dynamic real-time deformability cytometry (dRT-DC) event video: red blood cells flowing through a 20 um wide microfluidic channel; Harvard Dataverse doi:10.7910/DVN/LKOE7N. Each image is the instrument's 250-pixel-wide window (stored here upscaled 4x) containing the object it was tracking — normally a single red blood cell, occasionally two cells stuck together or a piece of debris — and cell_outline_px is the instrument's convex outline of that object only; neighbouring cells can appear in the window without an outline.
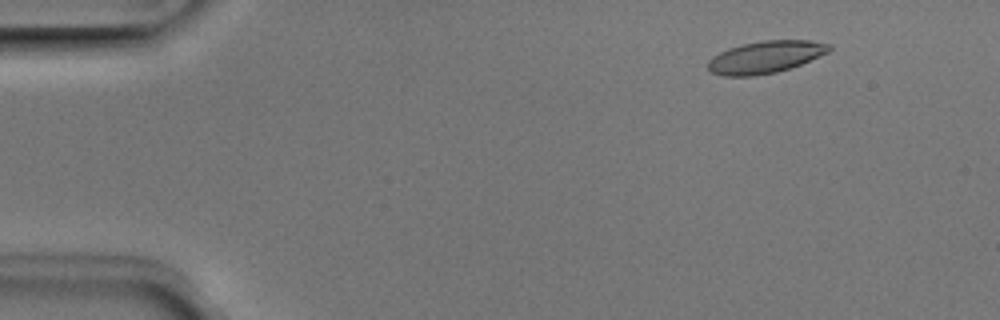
{"species": "Egyptian fruit bat (a non-hibernating species)", "species_latin": "Rousettus aegyptiacus", "temperature_condition": "room temperature", "stored_images_in_passage": 7, "camera_frame_rate_fps": 3000, "um_per_image_px": 0.085, "animal": {"sex": "male"}, "frame": {"image": 1, "passage_image": 2, "time_ms": 0.333, "image_size_px": [1000, 320], "cell_outline_px": [[832, 48], [828, 52], [800, 64], [776, 72], [752, 76], [724, 76], [712, 72], [708, 68], [708, 60], [712, 56], [728, 48], [744, 44], [764, 40], [808, 40], [832, 44]], "centroid_in_image_um": [65.05, 4.84], "position_along_channel_um": 19.9, "area_um2": 22.54}}
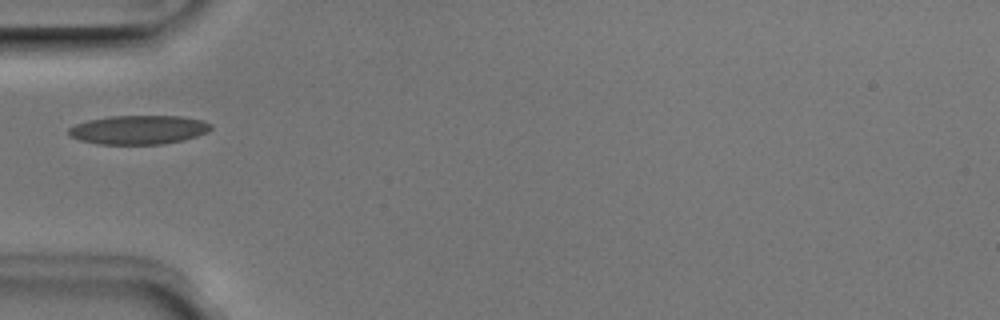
{"frame": {"image": 2, "passage_image": 5, "time_ms": 1.333, "image_size_px": [1000, 320], "cell_outline_px": [[212, 128], [208, 132], [184, 140], [164, 144], [100, 144], [80, 140], [72, 136], [68, 132], [68, 128], [76, 124], [88, 120], [108, 116], [184, 116], [204, 120], [212, 124]], "centroid_in_image_um": [11.83, 11.02], "position_along_channel_um": 73.2, "area_um2": 24.1}}
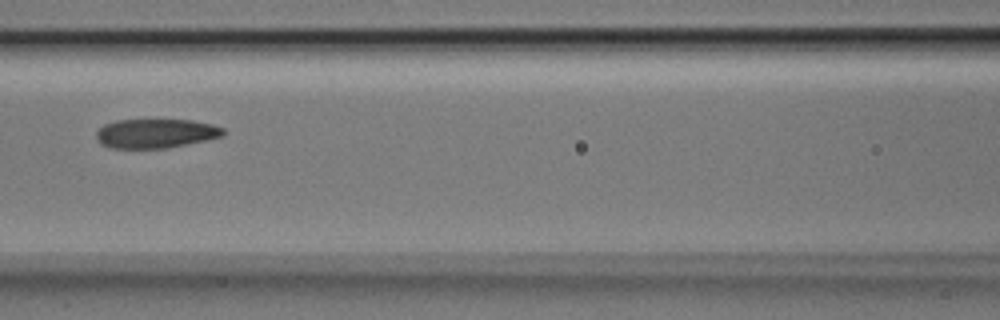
{"frame": {"image": 3, "passage_image": 7, "time_ms": 2.0, "image_size_px": [1000, 320], "cell_outline_px": [[224, 136], [208, 140], [168, 148], [112, 148], [100, 144], [96, 136], [96, 132], [104, 124], [116, 120], [192, 120], [212, 124], [224, 128]], "centroid_in_image_um": [13.26, 11.34], "position_along_channel_um": 153.3, "area_um2": 21.73}}